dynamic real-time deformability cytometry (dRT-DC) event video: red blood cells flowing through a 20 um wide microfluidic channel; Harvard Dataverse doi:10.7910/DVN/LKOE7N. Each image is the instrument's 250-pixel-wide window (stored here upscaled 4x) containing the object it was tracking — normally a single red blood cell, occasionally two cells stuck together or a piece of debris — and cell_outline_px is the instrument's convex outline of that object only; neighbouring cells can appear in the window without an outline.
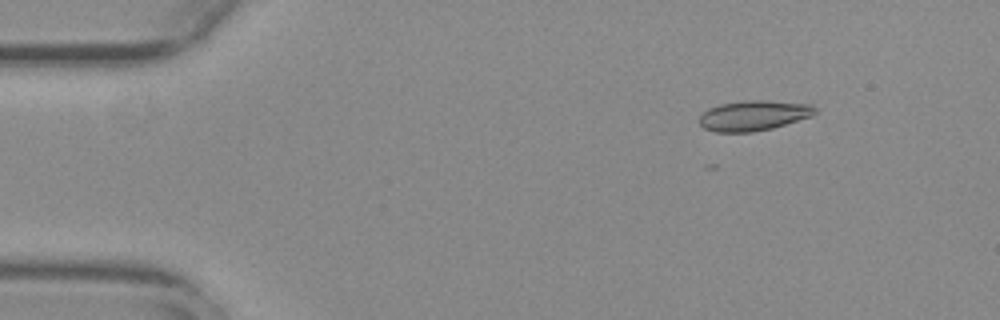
{"species": "common noctule bat (a hibernating species)", "species_latin": "Nyctalus noctula", "temperature_condition": "warm", "stored_images_in_passage": 14, "camera_frame_rate_fps": 3000, "um_per_image_px": 0.085, "animal": {"sex": "female", "body_mass_g": 29.2, "forearm_length_mm": 56.3}, "frame": {"image": 1, "passage_image": 5, "time_ms": 1.333, "image_size_px": [1000, 320], "cell_outline_px": [[816, 112], [812, 116], [772, 128], [752, 132], [716, 132], [704, 128], [700, 124], [700, 116], [708, 108], [720, 104], [744, 100], [760, 100], [812, 104], [816, 108]], "centroid_in_image_um": [64.06, 9.81], "position_along_channel_um": 20.9, "area_um2": 20.29}}
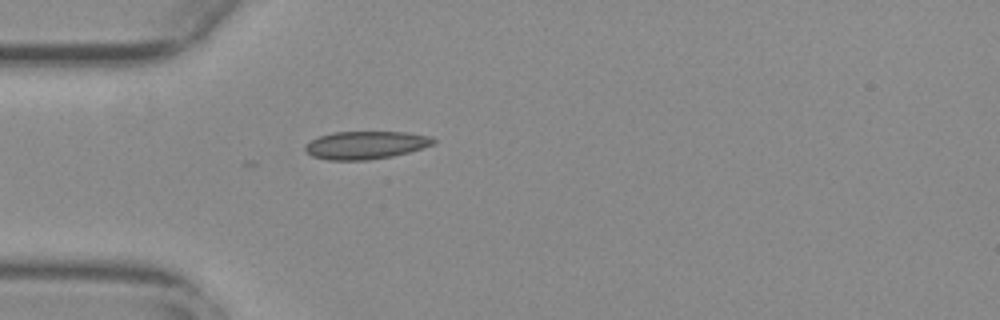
{"frame": {"image": 2, "passage_image": 14, "time_ms": 4.333, "image_size_px": [1000, 320], "cell_outline_px": [[436, 140], [432, 144], [408, 152], [392, 156], [368, 160], [328, 160], [312, 156], [304, 148], [304, 144], [320, 136], [332, 132], [404, 132], [432, 136]], "centroid_in_image_um": [31.06, 12.33], "position_along_channel_um": 53.9, "area_um2": 20.69}}